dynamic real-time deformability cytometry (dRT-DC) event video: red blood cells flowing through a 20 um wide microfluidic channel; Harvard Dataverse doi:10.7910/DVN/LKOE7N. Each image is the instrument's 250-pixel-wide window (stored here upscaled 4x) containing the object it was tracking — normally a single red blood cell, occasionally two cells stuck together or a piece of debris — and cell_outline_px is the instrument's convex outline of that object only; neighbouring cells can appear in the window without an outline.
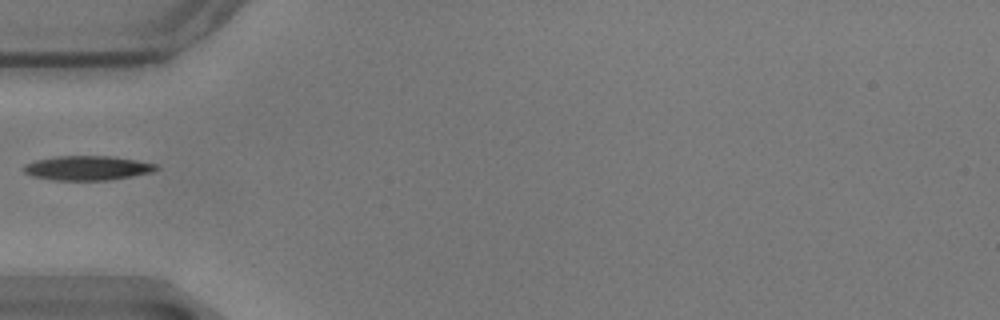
{"species": "common noctule bat (a hibernating species)", "species_latin": "Nyctalus noctula", "temperature_condition": "warm", "stored_images_in_passage": 39, "camera_frame_rate_fps": 3000, "um_per_image_px": 0.085, "animal": {"sex": "male", "body_mass_g": 17.9}, "frame": {"image": 1, "passage_image": 1, "time_ms": 0.0, "image_size_px": [1000, 320], "cell_outline_px": [[160, 168], [152, 172], [132, 176], [108, 180], [52, 180], [32, 176], [24, 172], [24, 164], [36, 160], [56, 156], [112, 156], [136, 160], [156, 164]], "centroid_in_image_um": [7.43, 14.28], "position_along_channel_um": 77.6, "area_um2": 18.84}}
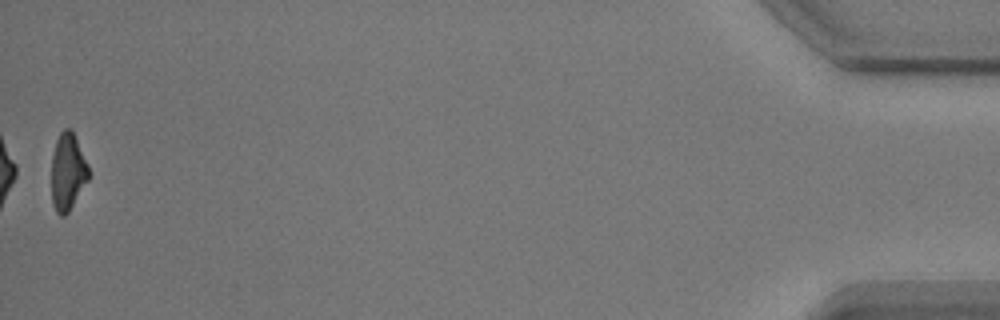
{"frame": {"image": 2, "passage_image": 39, "time_ms": 12.667, "image_size_px": [1000, 320], "cell_outline_px": [[88, 180], [68, 212], [64, 216], [60, 216], [56, 212], [52, 204], [52, 156], [56, 140], [60, 132], [64, 128], [72, 128], [88, 164]], "centroid_in_image_um": [5.75, 14.58], "position_along_channel_um": 429.5, "area_um2": 16.7}}